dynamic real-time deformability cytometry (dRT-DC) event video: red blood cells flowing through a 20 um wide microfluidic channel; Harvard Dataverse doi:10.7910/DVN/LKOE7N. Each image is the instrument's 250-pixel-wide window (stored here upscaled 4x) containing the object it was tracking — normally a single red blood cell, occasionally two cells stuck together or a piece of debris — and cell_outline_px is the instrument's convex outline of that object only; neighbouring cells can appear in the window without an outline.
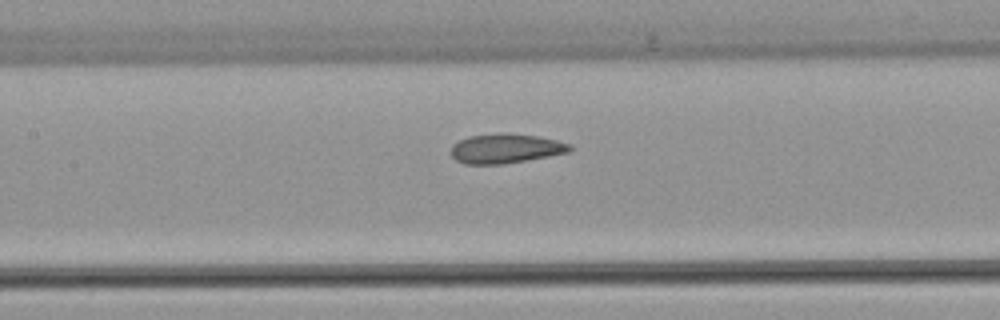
{"species": "common noctule bat (a hibernating species)", "species_latin": "Nyctalus noctula", "temperature_condition": "warm", "stored_images_in_passage": 31, "camera_frame_rate_fps": 3000, "um_per_image_px": 0.085, "animal": {"sex": "female", "body_mass_g": 22.7, "forearm_length_mm": 54.2}, "frame": {"image": 1, "passage_image": 14, "time_ms": 4.333, "image_size_px": [1000, 320], "cell_outline_px": [[572, 148], [568, 152], [548, 156], [504, 164], [464, 164], [456, 160], [452, 156], [452, 144], [468, 136], [508, 132], [536, 136], [556, 140], [572, 144]], "centroid_in_image_um": [42.97, 12.62], "position_along_channel_um": 164.4, "area_um2": 20.4}}